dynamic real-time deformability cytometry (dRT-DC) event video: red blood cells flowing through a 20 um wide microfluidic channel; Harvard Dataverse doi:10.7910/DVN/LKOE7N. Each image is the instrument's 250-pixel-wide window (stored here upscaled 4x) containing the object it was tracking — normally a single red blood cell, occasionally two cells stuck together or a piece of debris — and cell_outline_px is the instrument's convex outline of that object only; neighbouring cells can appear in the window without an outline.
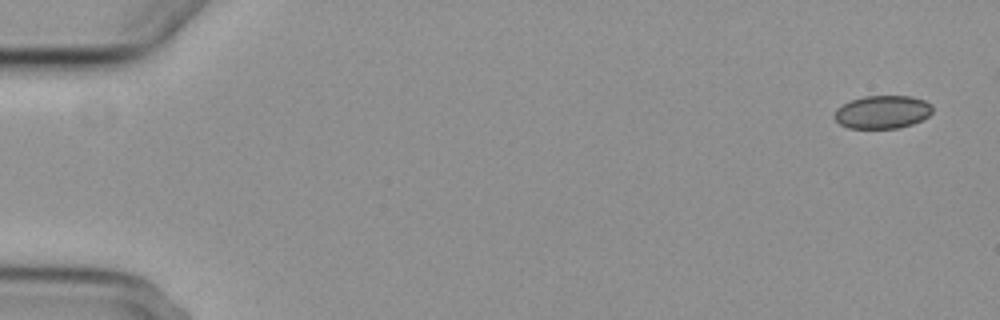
{"species": "common noctule bat (a hibernating species)", "species_latin": "Nyctalus noctula", "temperature_condition": "cold", "stored_images_in_passage": 5, "camera_frame_rate_fps": 3000, "um_per_image_px": 0.085, "animal": {"sex": "female", "body_mass_g": 29.2, "forearm_length_mm": 56.3}, "frame": {"image": 1, "passage_image": 1, "time_ms": 0.0, "image_size_px": [1000, 320], "cell_outline_px": [[932, 112], [928, 116], [912, 124], [896, 128], [848, 128], [840, 124], [832, 116], [836, 108], [852, 100], [864, 96], [912, 96], [924, 100], [932, 104]], "centroid_in_image_um": [74.99, 9.52], "position_along_channel_um": 10.0, "area_um2": 18.9}}
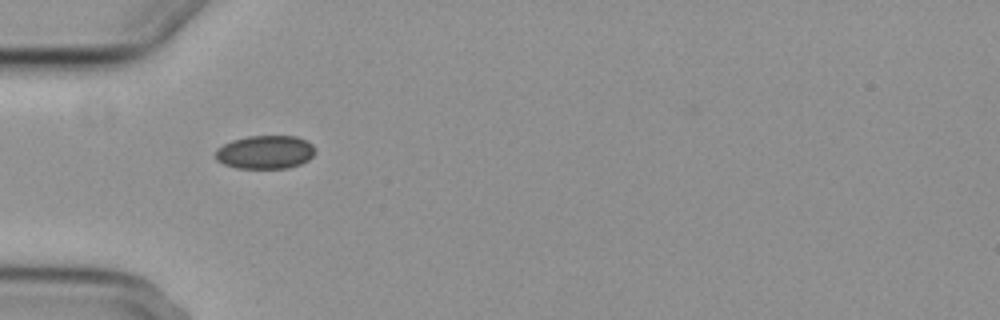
{"frame": {"image": 2, "passage_image": 5, "time_ms": 5.333, "image_size_px": [1000, 320], "cell_outline_px": [[316, 152], [308, 160], [300, 164], [288, 168], [236, 168], [224, 164], [216, 160], [216, 148], [232, 140], [248, 136], [296, 136], [312, 144]], "centroid_in_image_um": [22.54, 12.93], "position_along_channel_um": 62.5, "area_um2": 19.42}}